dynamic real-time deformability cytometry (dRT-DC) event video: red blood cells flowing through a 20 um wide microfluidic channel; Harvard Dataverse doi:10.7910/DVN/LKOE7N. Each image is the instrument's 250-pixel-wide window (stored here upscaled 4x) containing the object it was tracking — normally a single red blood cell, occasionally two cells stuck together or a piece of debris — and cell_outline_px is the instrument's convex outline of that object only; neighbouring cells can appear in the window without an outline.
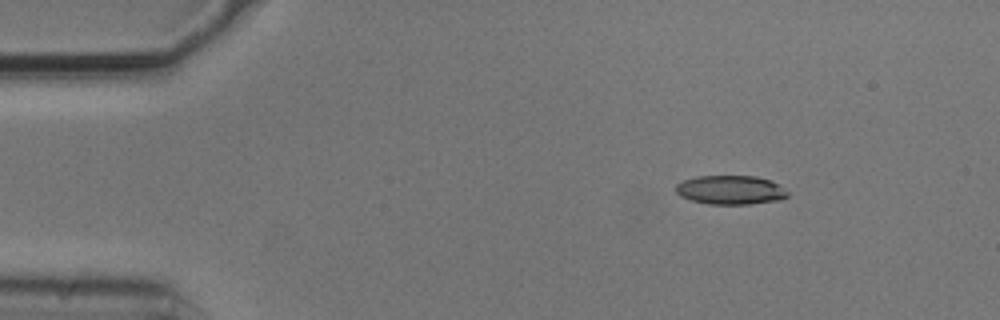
{"species": "common noctule bat (a hibernating species)", "species_latin": "Nyctalus noctula", "temperature_condition": "cold", "stored_images_in_passage": 3, "camera_frame_rate_fps": 3000, "um_per_image_px": 0.085, "animal": {"sex": "male", "body_mass_g": 20.5, "forearm_length_mm": 52.5}, "frame": {"image": 1, "passage_image": 1, "time_ms": 0.0, "image_size_px": [1000, 320], "cell_outline_px": [[788, 196], [780, 200], [748, 204], [708, 204], [692, 200], [680, 196], [676, 192], [676, 184], [684, 180], [696, 176], [756, 176], [772, 180], [780, 184], [788, 192]], "centroid_in_image_um": [62.12, 16.14], "position_along_channel_um": 22.9, "area_um2": 19.02}}